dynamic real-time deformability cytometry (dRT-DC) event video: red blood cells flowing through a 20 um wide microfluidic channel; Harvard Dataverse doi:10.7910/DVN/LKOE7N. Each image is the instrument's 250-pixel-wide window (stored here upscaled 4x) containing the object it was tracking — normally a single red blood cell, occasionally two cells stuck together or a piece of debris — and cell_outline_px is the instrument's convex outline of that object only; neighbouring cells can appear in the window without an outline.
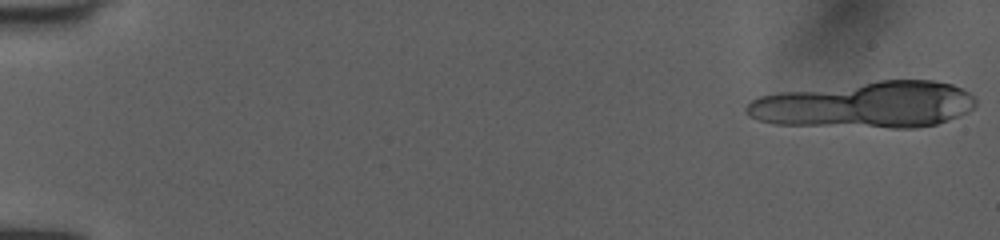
{"species": "human", "species_latin": "Homo sapiens", "temperature_condition": "room temperature", "stored_images_in_passage": 24, "segment_of_instrument_passage": [1, 2], "camera_frame_rate_fps": 3000, "um_per_image_px": 0.085, "donor": {"sex": "female"}, "frame": {"image": 1, "passage_image": 1, "time_ms": 0.0, "image_size_px": [1000, 240], "cell_outline_px": [[976, 104], [968, 112], [948, 120], [936, 124], [916, 128], [888, 128], [776, 124], [760, 120], [748, 116], [744, 112], [744, 108], [752, 100], [760, 96], [780, 92], [880, 80], [936, 80], [952, 84], [964, 88], [976, 96]], "centroid_in_image_um": [73.61, 8.91], "position_along_channel_um": 11.4, "area_um2": 62.6}}